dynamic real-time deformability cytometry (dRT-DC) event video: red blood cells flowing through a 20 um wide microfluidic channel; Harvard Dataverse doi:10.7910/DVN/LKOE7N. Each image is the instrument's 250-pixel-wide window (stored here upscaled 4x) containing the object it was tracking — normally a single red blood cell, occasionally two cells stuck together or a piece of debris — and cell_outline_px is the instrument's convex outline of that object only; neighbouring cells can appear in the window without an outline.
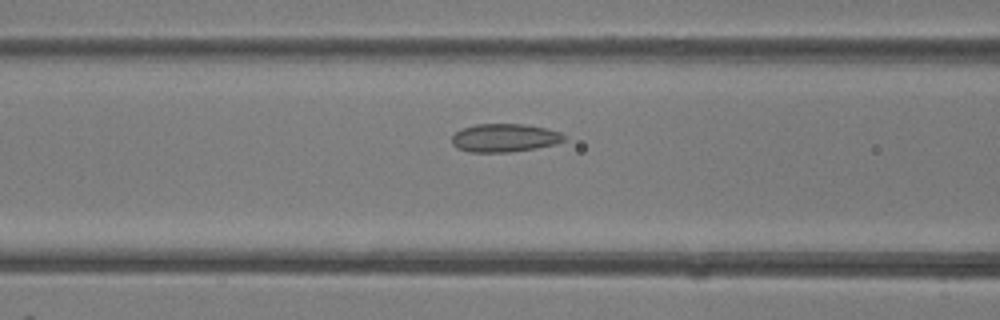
{"species": "common noctule bat (a hibernating species)", "species_latin": "Nyctalus noctula", "temperature_condition": "room temperature", "stored_images_in_passage": 39, "camera_frame_rate_fps": 3000, "um_per_image_px": 0.085, "animal": {"sex": "female"}, "frame": {"image": 1, "passage_image": 15, "time_ms": 4.667, "image_size_px": [1000, 320], "cell_outline_px": [[564, 140], [556, 144], [536, 148], [508, 152], [468, 152], [456, 148], [452, 144], [452, 136], [460, 128], [476, 124], [524, 124], [544, 128], [560, 132], [564, 136]], "centroid_in_image_um": [42.84, 11.72], "position_along_channel_um": 123.8, "area_um2": 18.5}}
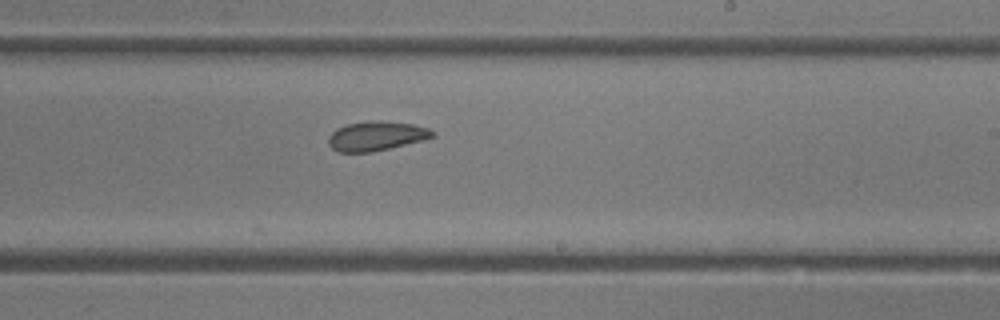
{"frame": {"image": 2, "passage_image": 23, "time_ms": 7.333, "image_size_px": [1000, 320], "cell_outline_px": [[436, 136], [372, 152], [336, 152], [328, 144], [328, 136], [336, 128], [348, 124], [372, 120], [380, 120], [412, 124], [428, 128], [436, 132]], "centroid_in_image_um": [31.95, 11.55], "position_along_channel_um": 257.1, "area_um2": 17.74}}
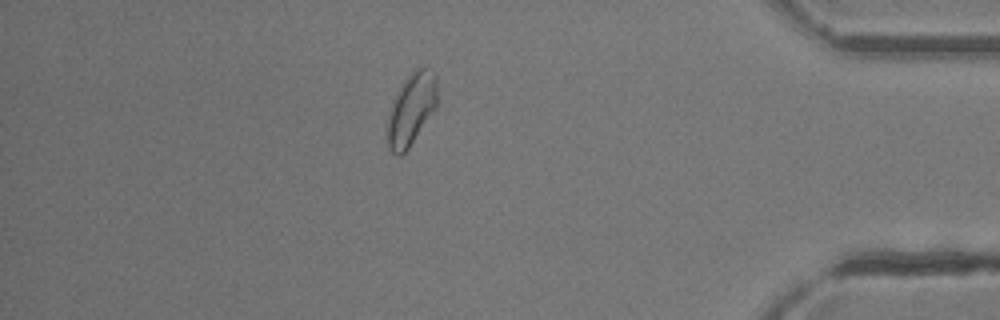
{"frame": {"image": 3, "passage_image": 34, "time_ms": 11.0, "image_size_px": [1000, 320], "cell_outline_px": [[436, 108], [408, 148], [400, 156], [396, 156], [388, 148], [384, 132], [392, 100], [404, 80], [416, 68], [424, 68], [436, 76]], "centroid_in_image_um": [34.89, 9.35], "position_along_channel_um": 400.3, "area_um2": 20.92}}